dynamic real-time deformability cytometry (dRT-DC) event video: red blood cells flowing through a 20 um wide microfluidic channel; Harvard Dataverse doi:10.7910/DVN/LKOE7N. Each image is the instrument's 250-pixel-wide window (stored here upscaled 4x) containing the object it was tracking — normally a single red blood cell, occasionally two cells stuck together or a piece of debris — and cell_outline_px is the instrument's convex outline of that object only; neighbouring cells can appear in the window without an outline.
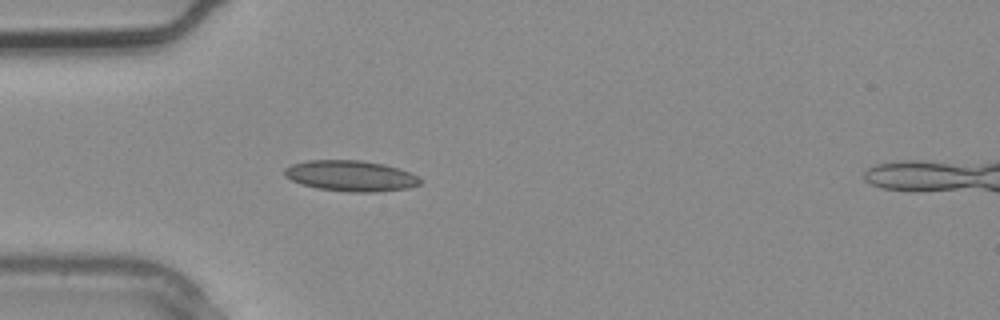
{"species": "common noctule bat (a hibernating species)", "species_latin": "Nyctalus noctula", "temperature_condition": "warm", "stored_images_in_passage": 3, "camera_frame_rate_fps": 3000, "um_per_image_px": 0.085, "animal": {"sex": "male", "body_mass_g": 20.4}, "frame": {"image": 1, "passage_image": 2, "time_ms": 0.333, "image_size_px": [1000, 320], "cell_outline_px": [[420, 184], [408, 188], [376, 192], [348, 192], [316, 188], [300, 184], [284, 176], [284, 168], [292, 164], [308, 160], [360, 160], [384, 164], [400, 168], [420, 176]], "centroid_in_image_um": [29.81, 14.95], "position_along_channel_um": 55.2, "area_um2": 24.57}}